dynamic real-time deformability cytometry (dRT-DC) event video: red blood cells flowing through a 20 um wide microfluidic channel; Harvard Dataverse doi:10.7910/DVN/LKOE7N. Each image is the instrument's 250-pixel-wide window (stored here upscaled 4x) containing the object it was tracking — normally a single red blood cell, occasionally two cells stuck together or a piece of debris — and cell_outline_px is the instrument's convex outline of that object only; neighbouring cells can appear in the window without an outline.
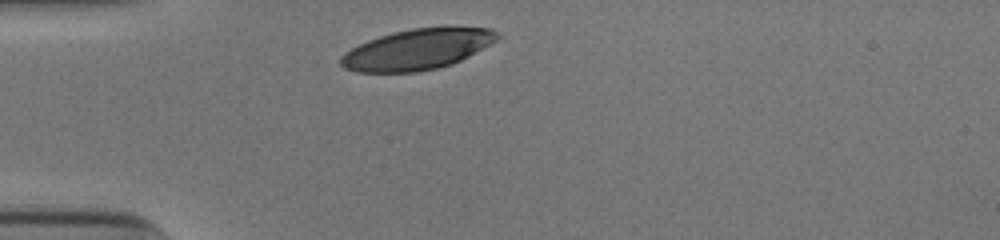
{"species": "human", "species_latin": "Homo sapiens", "temperature_condition": "cold", "stored_images_in_passage": 28, "camera_frame_rate_fps": 3000, "um_per_image_px": 0.085, "donor": {"sex": "male"}, "frame": {"image": 1, "passage_image": 1, "time_ms": 0.0, "image_size_px": [1000, 240], "cell_outline_px": [[500, 36], [496, 40], [460, 60], [452, 64], [436, 68], [416, 72], [356, 72], [344, 68], [340, 64], [340, 56], [344, 52], [368, 40], [380, 36], [412, 28], [492, 28]], "centroid_in_image_um": [35.4, 4.21], "position_along_channel_um": 49.6, "area_um2": 36.36}}
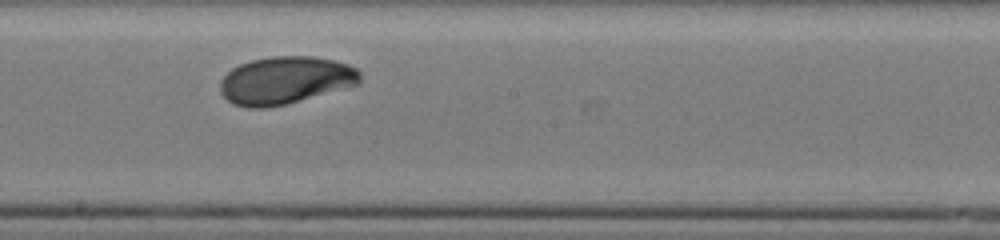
{"frame": {"image": 2, "passage_image": 16, "time_ms": 5.0, "image_size_px": [1000, 240], "cell_outline_px": [[360, 84], [284, 104], [264, 108], [248, 108], [232, 104], [220, 92], [220, 80], [232, 68], [240, 64], [252, 60], [272, 56], [312, 56], [332, 60], [348, 64], [356, 68], [360, 72]], "centroid_in_image_um": [24.24, 6.82], "position_along_channel_um": 224.0, "area_um2": 38.61}}
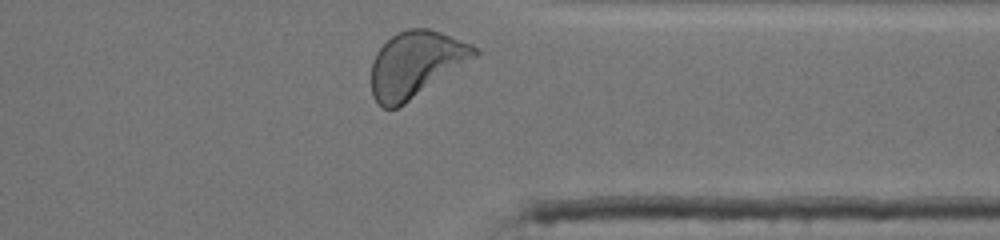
{"frame": {"image": 3, "passage_image": 28, "time_ms": 9.0, "image_size_px": [1000, 240], "cell_outline_px": [[480, 52], [464, 68], [404, 104], [396, 108], [384, 108], [372, 96], [372, 60], [376, 52], [396, 32], [408, 28], [428, 28], [440, 32], [472, 44], [480, 48]], "centroid_in_image_um": [35.4, 5.46], "position_along_channel_um": 376.0, "area_um2": 40.17}, "authors_computed_cell_mechanics": {"area_um2": 38.0324, "velocity_mm_per_s": 3.8587, "shape_relaxation_time_tau1_ms": 3.3655, "shape_relaxation_time_tau2_ms": null, "deformation_change_tau1": 0.147, "deformation_change_tau2": null}}